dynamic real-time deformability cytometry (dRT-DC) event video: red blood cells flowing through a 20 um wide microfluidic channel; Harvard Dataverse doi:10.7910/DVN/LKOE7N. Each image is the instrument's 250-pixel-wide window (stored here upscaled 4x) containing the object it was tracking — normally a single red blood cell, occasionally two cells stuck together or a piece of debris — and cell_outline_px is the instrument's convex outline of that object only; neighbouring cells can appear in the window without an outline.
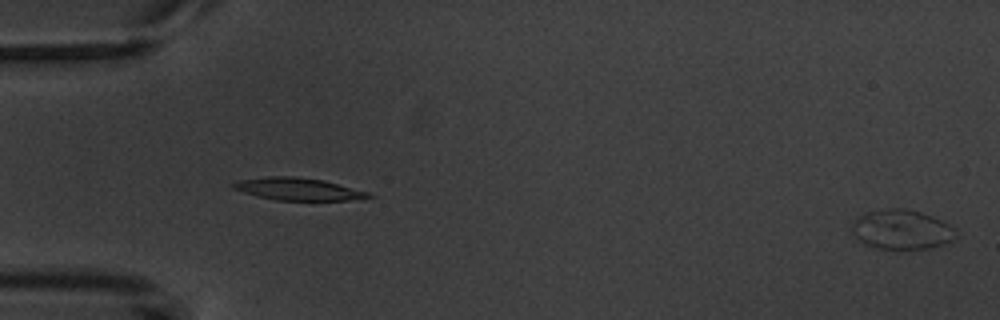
{"species": "common noctule bat (a hibernating species)", "species_latin": "Nyctalus noctula", "temperature_condition": "warm", "stored_images_in_passage": 5, "camera_frame_rate_fps": 3000, "um_per_image_px": 0.085, "animal": {"sex": "male", "body_mass_g": 20.1, "forearm_length_mm": 53.5}, "frame": {"image": 1, "passage_image": 5, "time_ms": 4.333, "image_size_px": [1000, 320], "cell_outline_px": [[956, 236], [952, 240], [944, 244], [928, 248], [900, 252], [876, 248], [864, 244], [852, 232], [852, 224], [860, 216], [868, 212], [892, 208], [904, 208], [920, 212], [932, 216], [956, 228]], "centroid_in_image_um": [76.66, 19.56], "position_along_channel_um": 8.3, "area_um2": 24.33}}